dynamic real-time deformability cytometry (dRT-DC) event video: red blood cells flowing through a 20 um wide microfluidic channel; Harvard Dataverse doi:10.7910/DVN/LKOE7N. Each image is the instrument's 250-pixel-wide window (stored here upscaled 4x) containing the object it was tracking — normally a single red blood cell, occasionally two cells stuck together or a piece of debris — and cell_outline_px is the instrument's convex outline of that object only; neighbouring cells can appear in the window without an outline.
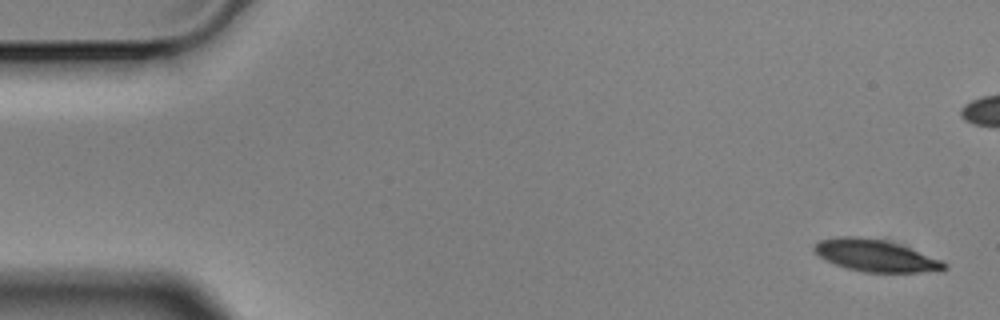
{"species": "Egyptian fruit bat (a non-hibernating species)", "species_latin": "Rousettus aegyptiacus", "temperature_condition": "cold", "stored_images_in_passage": 6, "camera_frame_rate_fps": 3000, "um_per_image_px": 0.085, "animal": {"sex": "male"}, "frame": {"image": 1, "passage_image": 1, "time_ms": 0.0, "image_size_px": [1000, 320], "cell_outline_px": [[948, 268], [920, 272], [864, 272], [848, 268], [836, 264], [820, 256], [812, 248], [820, 240], [836, 236], [856, 236], [884, 240], [908, 248], [940, 260], [948, 264]], "centroid_in_image_um": [74.38, 21.72], "position_along_channel_um": 10.6, "area_um2": 23.52}}
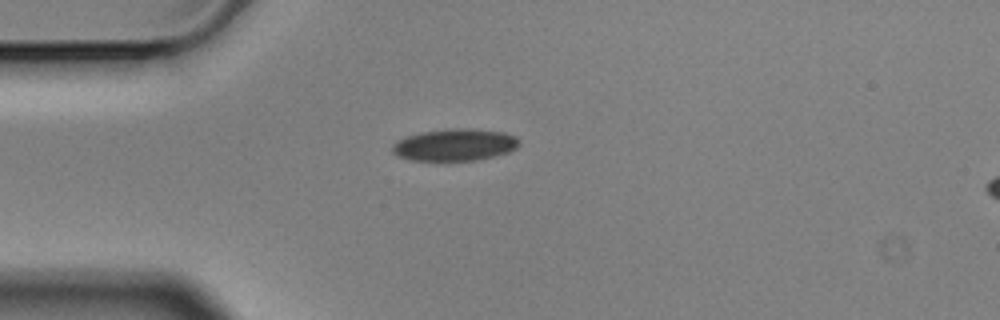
{"frame": {"image": 2, "passage_image": 6, "time_ms": 1.667, "image_size_px": [1000, 320], "cell_outline_px": [[520, 144], [516, 148], [508, 152], [480, 160], [408, 160], [396, 156], [392, 152], [392, 144], [404, 136], [420, 132], [452, 128], [472, 128], [504, 132], [516, 136], [520, 140]], "centroid_in_image_um": [38.65, 12.3], "position_along_channel_um": 46.4, "area_um2": 23.99}}